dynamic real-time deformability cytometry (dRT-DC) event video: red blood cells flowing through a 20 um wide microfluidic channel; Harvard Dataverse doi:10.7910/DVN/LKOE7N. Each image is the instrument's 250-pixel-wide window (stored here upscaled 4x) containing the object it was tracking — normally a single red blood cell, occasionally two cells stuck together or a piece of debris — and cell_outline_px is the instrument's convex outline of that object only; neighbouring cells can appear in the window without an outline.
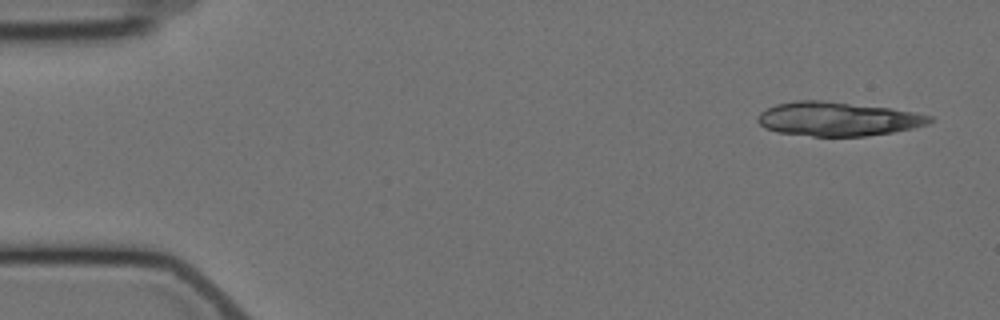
{"species": "Egyptian fruit bat (a non-hibernating species)", "species_latin": "Rousettus aegyptiacus", "temperature_condition": "cold", "stored_images_in_passage": 6, "camera_frame_rate_fps": 3000, "um_per_image_px": 0.085, "animal": {"sex": "female"}, "frame": {"image": 1, "passage_image": 1, "time_ms": 0.0, "image_size_px": [1000, 320], "cell_outline_px": [[932, 120], [928, 124], [912, 128], [892, 132], [864, 136], [812, 136], [776, 132], [764, 128], [756, 120], [756, 116], [760, 112], [776, 104], [796, 100], [820, 100], [888, 108], [912, 112], [932, 116]], "centroid_in_image_um": [71.14, 10.11], "position_along_channel_um": 13.9, "area_um2": 33.87}}